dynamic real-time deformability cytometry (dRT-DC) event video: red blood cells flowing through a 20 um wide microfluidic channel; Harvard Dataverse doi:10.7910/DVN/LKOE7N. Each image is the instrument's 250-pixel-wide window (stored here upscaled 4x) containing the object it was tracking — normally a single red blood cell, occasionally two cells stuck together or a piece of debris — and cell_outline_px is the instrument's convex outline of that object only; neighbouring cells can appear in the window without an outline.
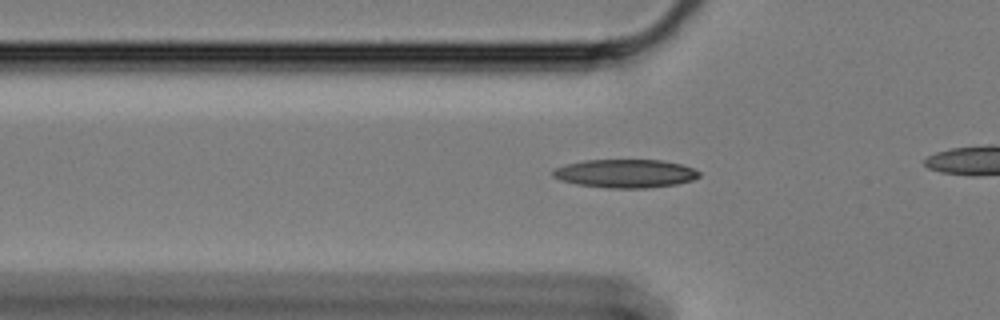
{"species": "Egyptian fruit bat (a non-hibernating species)", "species_latin": "Rousettus aegyptiacus", "temperature_condition": "cold", "stored_images_in_passage": 39, "camera_frame_rate_fps": 3000, "um_per_image_px": 0.085, "animal": {"sex": "female"}, "frame": {"image": 1, "passage_image": 10, "time_ms": 3.0, "image_size_px": [1000, 320], "cell_outline_px": [[700, 176], [692, 180], [676, 184], [648, 188], [608, 188], [576, 184], [560, 180], [552, 176], [552, 172], [556, 168], [568, 164], [584, 160], [660, 160], [680, 164], [692, 168], [700, 172]], "centroid_in_image_um": [53.15, 14.75], "position_along_channel_um": 72.7, "area_um2": 24.1}}
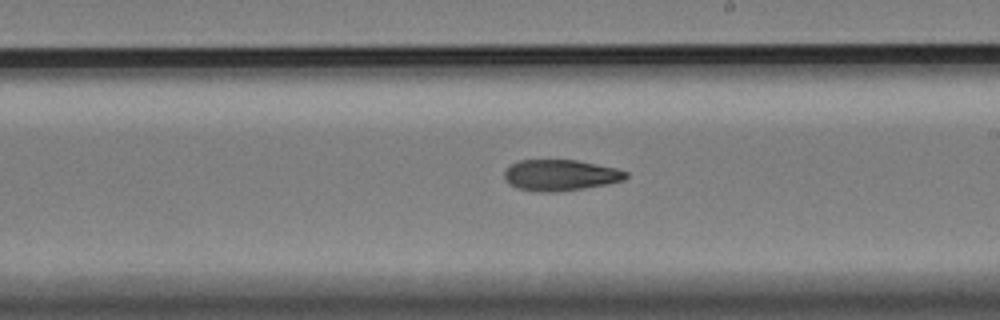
{"frame": {"image": 2, "passage_image": 25, "time_ms": 8.0, "image_size_px": [1000, 320], "cell_outline_px": [[628, 176], [624, 180], [608, 184], [584, 188], [556, 192], [536, 192], [516, 188], [508, 184], [504, 180], [504, 172], [512, 164], [520, 160], [576, 160], [616, 168], [628, 172]], "centroid_in_image_um": [47.62, 14.9], "position_along_channel_um": 241.4, "area_um2": 22.14}}
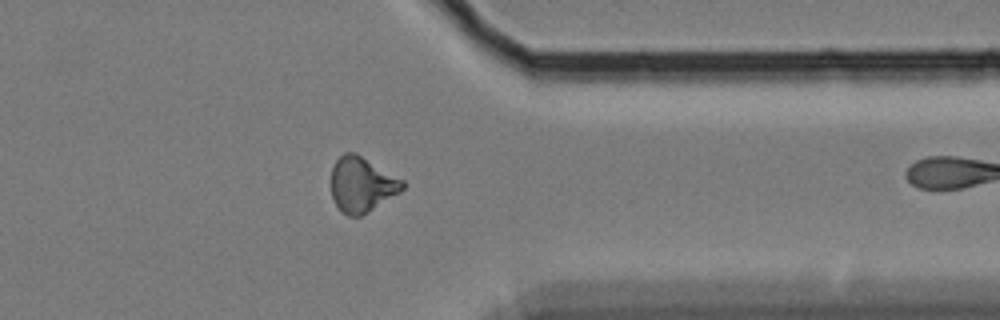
{"frame": {"image": 3, "passage_image": 38, "time_ms": 12.333, "image_size_px": [1000, 320], "cell_outline_px": [[404, 188], [400, 192], [368, 212], [360, 216], [348, 216], [340, 212], [332, 196], [332, 164], [344, 152], [356, 152], [404, 180]], "centroid_in_image_um": [30.75, 15.67], "position_along_channel_um": 380.7, "area_um2": 23.0}}